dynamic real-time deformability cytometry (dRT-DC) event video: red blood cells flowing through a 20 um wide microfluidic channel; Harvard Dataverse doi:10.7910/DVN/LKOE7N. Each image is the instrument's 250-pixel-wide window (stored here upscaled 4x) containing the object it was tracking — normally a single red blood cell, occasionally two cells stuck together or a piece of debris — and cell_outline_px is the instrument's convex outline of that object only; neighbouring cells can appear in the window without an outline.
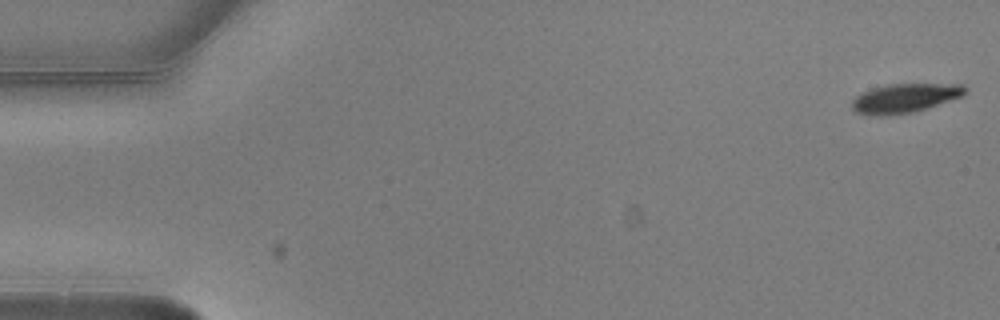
{"species": "common noctule bat (a hibernating species)", "species_latin": "Nyctalus noctula", "temperature_condition": "warm", "stored_images_in_passage": 4, "camera_frame_rate_fps": 3000, "um_per_image_px": 0.085, "animal": {"sex": "male", "body_mass_g": 20.5, "forearm_length_mm": 52.5}, "frame": {"image": 1, "passage_image": 1, "time_ms": 0.0, "image_size_px": [1000, 320], "cell_outline_px": [[968, 92], [964, 96], [916, 112], [888, 116], [868, 116], [856, 112], [852, 108], [852, 100], [860, 92], [884, 84], [964, 84], [968, 88]], "centroid_in_image_um": [76.92, 8.35], "position_along_channel_um": 8.1, "area_um2": 19.83}}
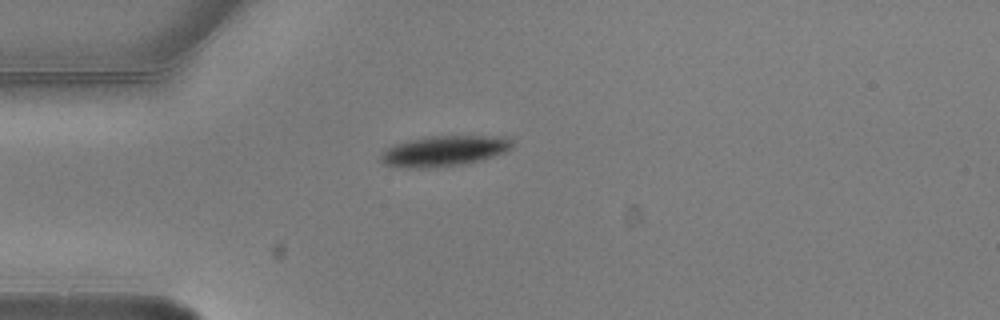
{"frame": {"image": 2, "passage_image": 4, "time_ms": 1.0, "image_size_px": [1000, 320], "cell_outline_px": [[512, 148], [504, 152], [480, 160], [464, 164], [432, 168], [408, 168], [384, 164], [380, 160], [380, 152], [396, 144], [408, 140], [428, 136], [508, 136], [512, 140]], "centroid_in_image_um": [37.75, 12.83], "position_along_channel_um": 47.3, "area_um2": 23.47}}